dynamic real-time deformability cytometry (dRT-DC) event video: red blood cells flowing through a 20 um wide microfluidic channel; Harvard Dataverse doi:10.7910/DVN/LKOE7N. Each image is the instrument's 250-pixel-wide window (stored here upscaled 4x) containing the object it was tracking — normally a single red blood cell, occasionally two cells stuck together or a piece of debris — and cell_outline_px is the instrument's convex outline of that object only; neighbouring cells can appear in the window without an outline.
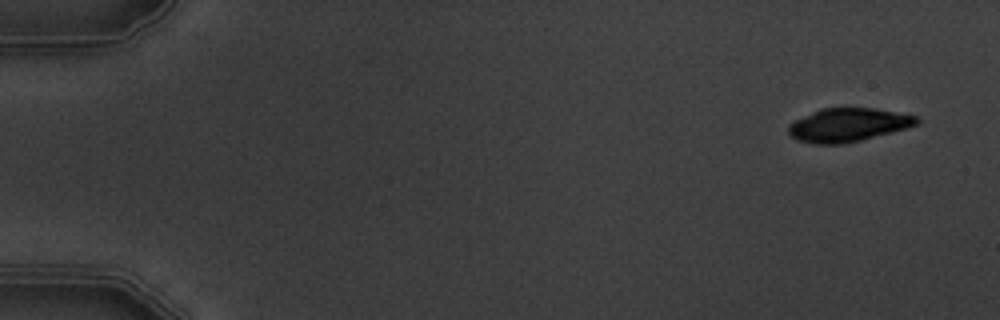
{"species": "common noctule bat (a hibernating species)", "species_latin": "Nyctalus noctula", "temperature_condition": "warm", "stored_images_in_passage": 5, "camera_frame_rate_fps": 3000, "um_per_image_px": 0.085, "animal": {"sex": "male", "body_mass_g": 19.5, "forearm_length_mm": 54.6}, "frame": {"image": 1, "passage_image": 1, "time_ms": 0.0, "image_size_px": [1000, 320], "cell_outline_px": [[920, 124], [860, 140], [844, 144], [816, 144], [796, 140], [788, 132], [788, 124], [820, 108], [876, 108], [916, 116], [920, 120]], "centroid_in_image_um": [72.07, 10.61], "position_along_channel_um": 12.9, "area_um2": 24.85}}